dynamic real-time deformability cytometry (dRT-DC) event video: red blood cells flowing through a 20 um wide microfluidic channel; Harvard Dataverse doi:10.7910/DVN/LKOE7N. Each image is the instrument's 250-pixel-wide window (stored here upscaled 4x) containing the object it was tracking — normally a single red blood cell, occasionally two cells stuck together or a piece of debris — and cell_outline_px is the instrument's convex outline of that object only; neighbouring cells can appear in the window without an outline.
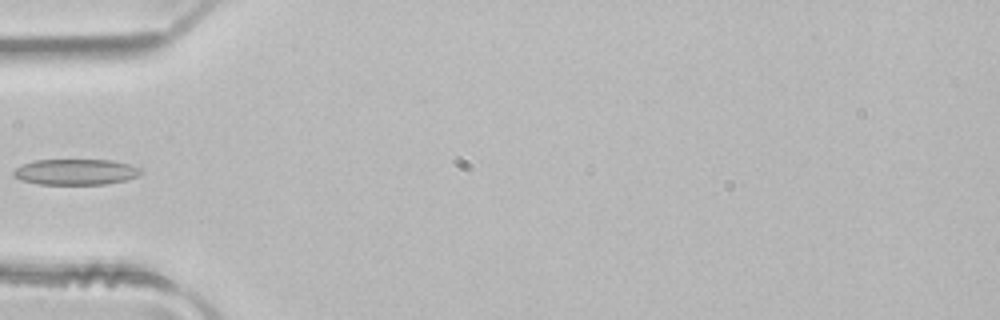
{"species": "common noctule bat (a hibernating species)", "species_latin": "Nyctalus noctula", "temperature_condition": "room temperature", "stored_images_in_passage": 5, "camera_frame_rate_fps": 3000, "um_per_image_px": 0.085, "animal": {"sex": "male", "body_mass_g": 21.5, "forearm_length_mm": 52.0}, "frame": {"image": 1, "passage_image": 5, "time_ms": 1.333, "image_size_px": [1000, 320], "cell_outline_px": [[144, 172], [136, 176], [124, 180], [104, 184], [40, 184], [20, 180], [12, 176], [12, 172], [16, 168], [32, 160], [112, 160], [132, 164], [140, 168]], "centroid_in_image_um": [6.43, 14.6], "position_along_channel_um": 78.6, "area_um2": 19.19}}